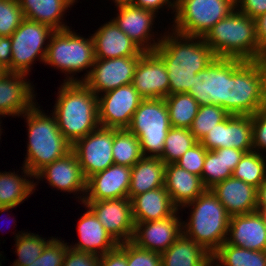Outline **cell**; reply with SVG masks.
Wrapping results in <instances>:
<instances>
[{"label": "cell", "mask_w": 266, "mask_h": 266, "mask_svg": "<svg viewBox=\"0 0 266 266\" xmlns=\"http://www.w3.org/2000/svg\"><path fill=\"white\" fill-rule=\"evenodd\" d=\"M139 58L95 59L89 76L83 82L97 96L122 85L132 84Z\"/></svg>", "instance_id": "obj_17"}, {"label": "cell", "mask_w": 266, "mask_h": 266, "mask_svg": "<svg viewBox=\"0 0 266 266\" xmlns=\"http://www.w3.org/2000/svg\"><path fill=\"white\" fill-rule=\"evenodd\" d=\"M115 5L117 4H123V3H131L132 0H112Z\"/></svg>", "instance_id": "obj_54"}, {"label": "cell", "mask_w": 266, "mask_h": 266, "mask_svg": "<svg viewBox=\"0 0 266 266\" xmlns=\"http://www.w3.org/2000/svg\"><path fill=\"white\" fill-rule=\"evenodd\" d=\"M161 255V266H203L211 258L202 245L182 234Z\"/></svg>", "instance_id": "obj_32"}, {"label": "cell", "mask_w": 266, "mask_h": 266, "mask_svg": "<svg viewBox=\"0 0 266 266\" xmlns=\"http://www.w3.org/2000/svg\"><path fill=\"white\" fill-rule=\"evenodd\" d=\"M262 213L264 219H265V225H266V210H258Z\"/></svg>", "instance_id": "obj_57"}, {"label": "cell", "mask_w": 266, "mask_h": 266, "mask_svg": "<svg viewBox=\"0 0 266 266\" xmlns=\"http://www.w3.org/2000/svg\"><path fill=\"white\" fill-rule=\"evenodd\" d=\"M127 257L128 266H161V255L136 246L131 241L118 245Z\"/></svg>", "instance_id": "obj_42"}, {"label": "cell", "mask_w": 266, "mask_h": 266, "mask_svg": "<svg viewBox=\"0 0 266 266\" xmlns=\"http://www.w3.org/2000/svg\"><path fill=\"white\" fill-rule=\"evenodd\" d=\"M143 98L132 84L122 85L98 95V119L100 127L127 129L132 116Z\"/></svg>", "instance_id": "obj_12"}, {"label": "cell", "mask_w": 266, "mask_h": 266, "mask_svg": "<svg viewBox=\"0 0 266 266\" xmlns=\"http://www.w3.org/2000/svg\"><path fill=\"white\" fill-rule=\"evenodd\" d=\"M94 42L95 59L141 57L144 52L112 20L90 34Z\"/></svg>", "instance_id": "obj_23"}, {"label": "cell", "mask_w": 266, "mask_h": 266, "mask_svg": "<svg viewBox=\"0 0 266 266\" xmlns=\"http://www.w3.org/2000/svg\"><path fill=\"white\" fill-rule=\"evenodd\" d=\"M54 31L46 24L24 19L10 36V72L28 76L36 59L44 63L48 42Z\"/></svg>", "instance_id": "obj_10"}, {"label": "cell", "mask_w": 266, "mask_h": 266, "mask_svg": "<svg viewBox=\"0 0 266 266\" xmlns=\"http://www.w3.org/2000/svg\"><path fill=\"white\" fill-rule=\"evenodd\" d=\"M203 266H217L215 260L211 258L205 265Z\"/></svg>", "instance_id": "obj_55"}, {"label": "cell", "mask_w": 266, "mask_h": 266, "mask_svg": "<svg viewBox=\"0 0 266 266\" xmlns=\"http://www.w3.org/2000/svg\"><path fill=\"white\" fill-rule=\"evenodd\" d=\"M217 266H266V251H256L224 242L213 254Z\"/></svg>", "instance_id": "obj_34"}, {"label": "cell", "mask_w": 266, "mask_h": 266, "mask_svg": "<svg viewBox=\"0 0 266 266\" xmlns=\"http://www.w3.org/2000/svg\"><path fill=\"white\" fill-rule=\"evenodd\" d=\"M62 266H100V256L68 247Z\"/></svg>", "instance_id": "obj_46"}, {"label": "cell", "mask_w": 266, "mask_h": 266, "mask_svg": "<svg viewBox=\"0 0 266 266\" xmlns=\"http://www.w3.org/2000/svg\"><path fill=\"white\" fill-rule=\"evenodd\" d=\"M232 176L258 189L266 178V156L255 151L245 153Z\"/></svg>", "instance_id": "obj_37"}, {"label": "cell", "mask_w": 266, "mask_h": 266, "mask_svg": "<svg viewBox=\"0 0 266 266\" xmlns=\"http://www.w3.org/2000/svg\"><path fill=\"white\" fill-rule=\"evenodd\" d=\"M171 128L164 98L143 99L127 130L139 140L144 157H160Z\"/></svg>", "instance_id": "obj_8"}, {"label": "cell", "mask_w": 266, "mask_h": 266, "mask_svg": "<svg viewBox=\"0 0 266 266\" xmlns=\"http://www.w3.org/2000/svg\"><path fill=\"white\" fill-rule=\"evenodd\" d=\"M243 62L240 59L215 58L204 70L196 73L187 94L199 105H219L226 111L227 77Z\"/></svg>", "instance_id": "obj_11"}, {"label": "cell", "mask_w": 266, "mask_h": 266, "mask_svg": "<svg viewBox=\"0 0 266 266\" xmlns=\"http://www.w3.org/2000/svg\"><path fill=\"white\" fill-rule=\"evenodd\" d=\"M131 204L134 223L162 220L178 210L165 187L138 194L131 199Z\"/></svg>", "instance_id": "obj_28"}, {"label": "cell", "mask_w": 266, "mask_h": 266, "mask_svg": "<svg viewBox=\"0 0 266 266\" xmlns=\"http://www.w3.org/2000/svg\"><path fill=\"white\" fill-rule=\"evenodd\" d=\"M57 95L51 112L71 145L100 127L98 96L84 82L63 81Z\"/></svg>", "instance_id": "obj_2"}, {"label": "cell", "mask_w": 266, "mask_h": 266, "mask_svg": "<svg viewBox=\"0 0 266 266\" xmlns=\"http://www.w3.org/2000/svg\"><path fill=\"white\" fill-rule=\"evenodd\" d=\"M177 210L172 216L155 221L135 223L131 242L136 246L162 254L182 234V221Z\"/></svg>", "instance_id": "obj_19"}, {"label": "cell", "mask_w": 266, "mask_h": 266, "mask_svg": "<svg viewBox=\"0 0 266 266\" xmlns=\"http://www.w3.org/2000/svg\"><path fill=\"white\" fill-rule=\"evenodd\" d=\"M255 28H256V38L259 48L265 53L266 52V13H263L256 18Z\"/></svg>", "instance_id": "obj_51"}, {"label": "cell", "mask_w": 266, "mask_h": 266, "mask_svg": "<svg viewBox=\"0 0 266 266\" xmlns=\"http://www.w3.org/2000/svg\"><path fill=\"white\" fill-rule=\"evenodd\" d=\"M236 8L254 19L266 13V0H236Z\"/></svg>", "instance_id": "obj_47"}, {"label": "cell", "mask_w": 266, "mask_h": 266, "mask_svg": "<svg viewBox=\"0 0 266 266\" xmlns=\"http://www.w3.org/2000/svg\"><path fill=\"white\" fill-rule=\"evenodd\" d=\"M258 210H266V178L257 189Z\"/></svg>", "instance_id": "obj_52"}, {"label": "cell", "mask_w": 266, "mask_h": 266, "mask_svg": "<svg viewBox=\"0 0 266 266\" xmlns=\"http://www.w3.org/2000/svg\"><path fill=\"white\" fill-rule=\"evenodd\" d=\"M226 242L244 249L266 251V225L260 211L230 217Z\"/></svg>", "instance_id": "obj_25"}, {"label": "cell", "mask_w": 266, "mask_h": 266, "mask_svg": "<svg viewBox=\"0 0 266 266\" xmlns=\"http://www.w3.org/2000/svg\"><path fill=\"white\" fill-rule=\"evenodd\" d=\"M24 19L18 0H0V36H11Z\"/></svg>", "instance_id": "obj_41"}, {"label": "cell", "mask_w": 266, "mask_h": 266, "mask_svg": "<svg viewBox=\"0 0 266 266\" xmlns=\"http://www.w3.org/2000/svg\"><path fill=\"white\" fill-rule=\"evenodd\" d=\"M229 115L219 105H200L189 130L196 140L200 142L208 131L212 130L216 124L224 121Z\"/></svg>", "instance_id": "obj_40"}, {"label": "cell", "mask_w": 266, "mask_h": 266, "mask_svg": "<svg viewBox=\"0 0 266 266\" xmlns=\"http://www.w3.org/2000/svg\"><path fill=\"white\" fill-rule=\"evenodd\" d=\"M0 121H1V119H0ZM1 123H2V121L0 122V127H1ZM1 130H3L2 128H0V140H1V133H3Z\"/></svg>", "instance_id": "obj_58"}, {"label": "cell", "mask_w": 266, "mask_h": 266, "mask_svg": "<svg viewBox=\"0 0 266 266\" xmlns=\"http://www.w3.org/2000/svg\"><path fill=\"white\" fill-rule=\"evenodd\" d=\"M166 164L159 157H142L131 167V180L128 198L164 187Z\"/></svg>", "instance_id": "obj_31"}, {"label": "cell", "mask_w": 266, "mask_h": 266, "mask_svg": "<svg viewBox=\"0 0 266 266\" xmlns=\"http://www.w3.org/2000/svg\"><path fill=\"white\" fill-rule=\"evenodd\" d=\"M95 61L92 36L85 38L72 29L55 30L49 39L45 65L60 69L66 74L64 82H83L90 74ZM90 68V69H89ZM88 69V70H86ZM84 77H74L83 72Z\"/></svg>", "instance_id": "obj_7"}, {"label": "cell", "mask_w": 266, "mask_h": 266, "mask_svg": "<svg viewBox=\"0 0 266 266\" xmlns=\"http://www.w3.org/2000/svg\"><path fill=\"white\" fill-rule=\"evenodd\" d=\"M131 167L113 164L87 179L84 201L128 198Z\"/></svg>", "instance_id": "obj_22"}, {"label": "cell", "mask_w": 266, "mask_h": 266, "mask_svg": "<svg viewBox=\"0 0 266 266\" xmlns=\"http://www.w3.org/2000/svg\"><path fill=\"white\" fill-rule=\"evenodd\" d=\"M21 233V234H20ZM15 251L18 259L11 266H26L32 264L43 252L46 245L54 238H43L38 234L22 232L15 235Z\"/></svg>", "instance_id": "obj_38"}, {"label": "cell", "mask_w": 266, "mask_h": 266, "mask_svg": "<svg viewBox=\"0 0 266 266\" xmlns=\"http://www.w3.org/2000/svg\"><path fill=\"white\" fill-rule=\"evenodd\" d=\"M113 129L99 127L72 145L86 179L114 164Z\"/></svg>", "instance_id": "obj_13"}, {"label": "cell", "mask_w": 266, "mask_h": 266, "mask_svg": "<svg viewBox=\"0 0 266 266\" xmlns=\"http://www.w3.org/2000/svg\"><path fill=\"white\" fill-rule=\"evenodd\" d=\"M217 58L263 60L256 38L255 20L235 8L203 37Z\"/></svg>", "instance_id": "obj_3"}, {"label": "cell", "mask_w": 266, "mask_h": 266, "mask_svg": "<svg viewBox=\"0 0 266 266\" xmlns=\"http://www.w3.org/2000/svg\"><path fill=\"white\" fill-rule=\"evenodd\" d=\"M68 243L53 238L44 248L42 254L32 264L26 266H62Z\"/></svg>", "instance_id": "obj_43"}, {"label": "cell", "mask_w": 266, "mask_h": 266, "mask_svg": "<svg viewBox=\"0 0 266 266\" xmlns=\"http://www.w3.org/2000/svg\"><path fill=\"white\" fill-rule=\"evenodd\" d=\"M245 153V151L229 147L208 150L201 173V180L204 187L211 189L217 183L231 177L234 169Z\"/></svg>", "instance_id": "obj_30"}, {"label": "cell", "mask_w": 266, "mask_h": 266, "mask_svg": "<svg viewBox=\"0 0 266 266\" xmlns=\"http://www.w3.org/2000/svg\"><path fill=\"white\" fill-rule=\"evenodd\" d=\"M118 13L112 20L132 39L144 52L154 51L159 45L163 35L157 38L152 31L155 18L158 14L139 8L131 3L115 5ZM153 37H156L155 40Z\"/></svg>", "instance_id": "obj_16"}, {"label": "cell", "mask_w": 266, "mask_h": 266, "mask_svg": "<svg viewBox=\"0 0 266 266\" xmlns=\"http://www.w3.org/2000/svg\"><path fill=\"white\" fill-rule=\"evenodd\" d=\"M131 4L156 14L165 6L167 10H173L171 14L175 13V0H132Z\"/></svg>", "instance_id": "obj_48"}, {"label": "cell", "mask_w": 266, "mask_h": 266, "mask_svg": "<svg viewBox=\"0 0 266 266\" xmlns=\"http://www.w3.org/2000/svg\"><path fill=\"white\" fill-rule=\"evenodd\" d=\"M25 19L50 26L53 30L70 27L63 21L64 15L77 0H18ZM74 3V4H73Z\"/></svg>", "instance_id": "obj_29"}, {"label": "cell", "mask_w": 266, "mask_h": 266, "mask_svg": "<svg viewBox=\"0 0 266 266\" xmlns=\"http://www.w3.org/2000/svg\"><path fill=\"white\" fill-rule=\"evenodd\" d=\"M236 8V0H175L172 31L185 36L204 37L221 19Z\"/></svg>", "instance_id": "obj_9"}, {"label": "cell", "mask_w": 266, "mask_h": 266, "mask_svg": "<svg viewBox=\"0 0 266 266\" xmlns=\"http://www.w3.org/2000/svg\"><path fill=\"white\" fill-rule=\"evenodd\" d=\"M210 190L230 217L258 211L257 188L240 179L228 177Z\"/></svg>", "instance_id": "obj_24"}, {"label": "cell", "mask_w": 266, "mask_h": 266, "mask_svg": "<svg viewBox=\"0 0 266 266\" xmlns=\"http://www.w3.org/2000/svg\"><path fill=\"white\" fill-rule=\"evenodd\" d=\"M11 38L10 36H0V64L10 72L11 63Z\"/></svg>", "instance_id": "obj_50"}, {"label": "cell", "mask_w": 266, "mask_h": 266, "mask_svg": "<svg viewBox=\"0 0 266 266\" xmlns=\"http://www.w3.org/2000/svg\"><path fill=\"white\" fill-rule=\"evenodd\" d=\"M34 178L35 181H43L45 178L44 180H46L54 190L56 188L57 190H61L60 192H68L69 194L75 193L77 194L75 197L76 199L78 198V202L81 201V203H83L84 201L87 179L72 150L62 158L45 165L34 175Z\"/></svg>", "instance_id": "obj_15"}, {"label": "cell", "mask_w": 266, "mask_h": 266, "mask_svg": "<svg viewBox=\"0 0 266 266\" xmlns=\"http://www.w3.org/2000/svg\"><path fill=\"white\" fill-rule=\"evenodd\" d=\"M16 208L14 206H2L0 203V213L8 212L10 209Z\"/></svg>", "instance_id": "obj_53"}, {"label": "cell", "mask_w": 266, "mask_h": 266, "mask_svg": "<svg viewBox=\"0 0 266 266\" xmlns=\"http://www.w3.org/2000/svg\"><path fill=\"white\" fill-rule=\"evenodd\" d=\"M6 72V69L0 64V76Z\"/></svg>", "instance_id": "obj_56"}, {"label": "cell", "mask_w": 266, "mask_h": 266, "mask_svg": "<svg viewBox=\"0 0 266 266\" xmlns=\"http://www.w3.org/2000/svg\"><path fill=\"white\" fill-rule=\"evenodd\" d=\"M133 87L143 99L169 96V79L163 60L154 52L142 53L136 65Z\"/></svg>", "instance_id": "obj_20"}, {"label": "cell", "mask_w": 266, "mask_h": 266, "mask_svg": "<svg viewBox=\"0 0 266 266\" xmlns=\"http://www.w3.org/2000/svg\"><path fill=\"white\" fill-rule=\"evenodd\" d=\"M200 143L207 150L229 147L246 153L253 151L251 116L229 115L208 131Z\"/></svg>", "instance_id": "obj_18"}, {"label": "cell", "mask_w": 266, "mask_h": 266, "mask_svg": "<svg viewBox=\"0 0 266 266\" xmlns=\"http://www.w3.org/2000/svg\"><path fill=\"white\" fill-rule=\"evenodd\" d=\"M112 154L114 164L129 167L143 157L138 138L127 129H113Z\"/></svg>", "instance_id": "obj_36"}, {"label": "cell", "mask_w": 266, "mask_h": 266, "mask_svg": "<svg viewBox=\"0 0 266 266\" xmlns=\"http://www.w3.org/2000/svg\"><path fill=\"white\" fill-rule=\"evenodd\" d=\"M83 205L87 209L76 225L79 236L78 243L76 242L75 245L68 243V247L98 256L104 255L119 244L104 229L94 212L85 204Z\"/></svg>", "instance_id": "obj_26"}, {"label": "cell", "mask_w": 266, "mask_h": 266, "mask_svg": "<svg viewBox=\"0 0 266 266\" xmlns=\"http://www.w3.org/2000/svg\"><path fill=\"white\" fill-rule=\"evenodd\" d=\"M263 62L265 63V66H266V52L264 54Z\"/></svg>", "instance_id": "obj_59"}, {"label": "cell", "mask_w": 266, "mask_h": 266, "mask_svg": "<svg viewBox=\"0 0 266 266\" xmlns=\"http://www.w3.org/2000/svg\"><path fill=\"white\" fill-rule=\"evenodd\" d=\"M154 52L166 67L169 95L187 93L193 86L196 73L206 69L216 58L203 37L181 35L169 28Z\"/></svg>", "instance_id": "obj_1"}, {"label": "cell", "mask_w": 266, "mask_h": 266, "mask_svg": "<svg viewBox=\"0 0 266 266\" xmlns=\"http://www.w3.org/2000/svg\"><path fill=\"white\" fill-rule=\"evenodd\" d=\"M21 168L23 170L21 173L24 174L23 176L18 175L15 170L14 172H0V203L2 206L17 207L29 195L33 194L37 188L36 186L39 182L34 181V175L24 166Z\"/></svg>", "instance_id": "obj_33"}, {"label": "cell", "mask_w": 266, "mask_h": 266, "mask_svg": "<svg viewBox=\"0 0 266 266\" xmlns=\"http://www.w3.org/2000/svg\"><path fill=\"white\" fill-rule=\"evenodd\" d=\"M164 187L178 210L206 190L200 176L188 172L176 163L166 164Z\"/></svg>", "instance_id": "obj_27"}, {"label": "cell", "mask_w": 266, "mask_h": 266, "mask_svg": "<svg viewBox=\"0 0 266 266\" xmlns=\"http://www.w3.org/2000/svg\"><path fill=\"white\" fill-rule=\"evenodd\" d=\"M265 107V63L263 60L243 61L227 77L226 112L251 116Z\"/></svg>", "instance_id": "obj_6"}, {"label": "cell", "mask_w": 266, "mask_h": 266, "mask_svg": "<svg viewBox=\"0 0 266 266\" xmlns=\"http://www.w3.org/2000/svg\"><path fill=\"white\" fill-rule=\"evenodd\" d=\"M198 141L187 128L171 127L164 142L162 155L165 164L175 163L188 149Z\"/></svg>", "instance_id": "obj_39"}, {"label": "cell", "mask_w": 266, "mask_h": 266, "mask_svg": "<svg viewBox=\"0 0 266 266\" xmlns=\"http://www.w3.org/2000/svg\"><path fill=\"white\" fill-rule=\"evenodd\" d=\"M253 151L266 152V107L251 115ZM264 152V153H263Z\"/></svg>", "instance_id": "obj_45"}, {"label": "cell", "mask_w": 266, "mask_h": 266, "mask_svg": "<svg viewBox=\"0 0 266 266\" xmlns=\"http://www.w3.org/2000/svg\"><path fill=\"white\" fill-rule=\"evenodd\" d=\"M171 127L189 129L199 109V103L187 93H175L164 98Z\"/></svg>", "instance_id": "obj_35"}, {"label": "cell", "mask_w": 266, "mask_h": 266, "mask_svg": "<svg viewBox=\"0 0 266 266\" xmlns=\"http://www.w3.org/2000/svg\"><path fill=\"white\" fill-rule=\"evenodd\" d=\"M207 151L208 150L200 142H197L175 163L188 172L201 177Z\"/></svg>", "instance_id": "obj_44"}, {"label": "cell", "mask_w": 266, "mask_h": 266, "mask_svg": "<svg viewBox=\"0 0 266 266\" xmlns=\"http://www.w3.org/2000/svg\"><path fill=\"white\" fill-rule=\"evenodd\" d=\"M26 78L25 74L7 71L0 76V119L22 116L36 103L35 87Z\"/></svg>", "instance_id": "obj_21"}, {"label": "cell", "mask_w": 266, "mask_h": 266, "mask_svg": "<svg viewBox=\"0 0 266 266\" xmlns=\"http://www.w3.org/2000/svg\"><path fill=\"white\" fill-rule=\"evenodd\" d=\"M100 266H128L126 253L117 246L100 256Z\"/></svg>", "instance_id": "obj_49"}, {"label": "cell", "mask_w": 266, "mask_h": 266, "mask_svg": "<svg viewBox=\"0 0 266 266\" xmlns=\"http://www.w3.org/2000/svg\"><path fill=\"white\" fill-rule=\"evenodd\" d=\"M50 115L44 113L38 102L22 115L28 129L27 152L23 166L33 175L72 149V145L59 130L54 114Z\"/></svg>", "instance_id": "obj_4"}, {"label": "cell", "mask_w": 266, "mask_h": 266, "mask_svg": "<svg viewBox=\"0 0 266 266\" xmlns=\"http://www.w3.org/2000/svg\"><path fill=\"white\" fill-rule=\"evenodd\" d=\"M82 204L94 212L104 229L118 244L131 241L135 223L129 198L83 201Z\"/></svg>", "instance_id": "obj_14"}, {"label": "cell", "mask_w": 266, "mask_h": 266, "mask_svg": "<svg viewBox=\"0 0 266 266\" xmlns=\"http://www.w3.org/2000/svg\"><path fill=\"white\" fill-rule=\"evenodd\" d=\"M186 207H191V211L187 221H182L183 234L213 254L228 236L230 216L225 207L210 189H206L183 209Z\"/></svg>", "instance_id": "obj_5"}]
</instances>
